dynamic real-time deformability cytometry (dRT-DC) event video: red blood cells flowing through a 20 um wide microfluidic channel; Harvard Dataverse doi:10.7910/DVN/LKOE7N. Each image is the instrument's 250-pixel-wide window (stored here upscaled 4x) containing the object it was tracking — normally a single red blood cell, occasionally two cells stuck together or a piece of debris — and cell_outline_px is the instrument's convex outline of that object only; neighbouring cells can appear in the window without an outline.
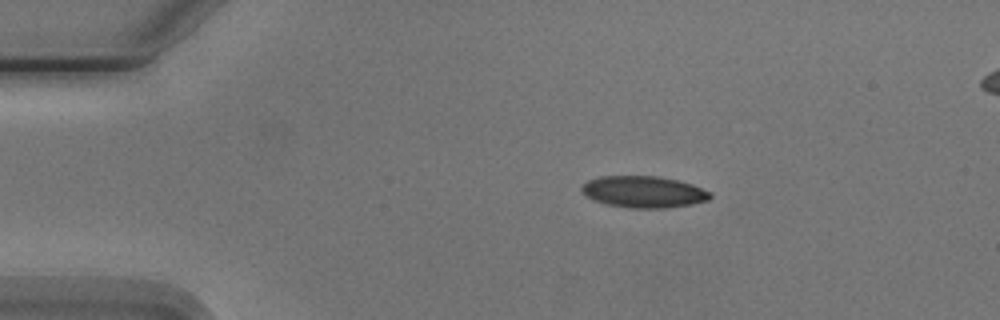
{"species": "Egyptian fruit bat (a non-hibernating species)", "species_latin": "Rousettus aegyptiacus", "temperature_condition": "cold", "stored_images_in_passage": 3, "segment_of_instrument_passage": [1, 2], "camera_frame_rate_fps": 3000, "um_per_image_px": 0.085, "animal": {"sex": "male"}, "frame": {"image": 1, "passage_image": 1, "time_ms": 0.0, "image_size_px": [1000, 320], "cell_outline_px": [[712, 196], [708, 200], [692, 204], [664, 208], [628, 208], [608, 204], [592, 200], [580, 188], [588, 180], [600, 176], [660, 176], [692, 184], [712, 192]], "centroid_in_image_um": [54.73, 16.3], "position_along_channel_um": 30.3, "area_um2": 23.64}}